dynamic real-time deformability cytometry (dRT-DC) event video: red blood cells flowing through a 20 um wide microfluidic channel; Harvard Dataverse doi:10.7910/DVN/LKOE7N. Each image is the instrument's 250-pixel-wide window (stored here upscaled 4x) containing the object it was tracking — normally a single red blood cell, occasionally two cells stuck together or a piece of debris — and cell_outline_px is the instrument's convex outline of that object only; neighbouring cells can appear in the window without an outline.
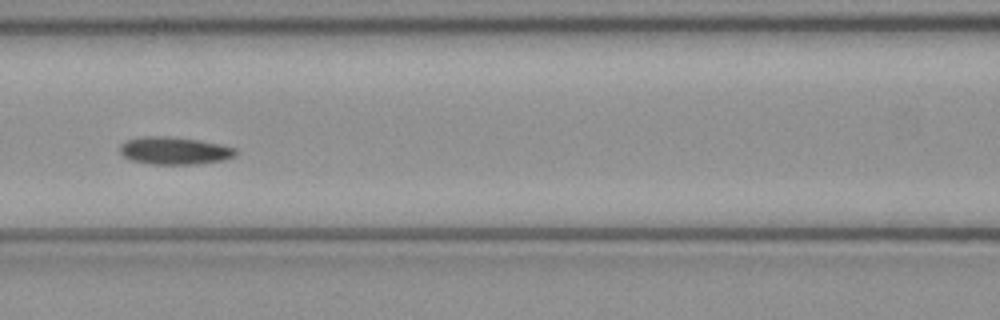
{"species": "common noctule bat (a hibernating species)", "species_latin": "Nyctalus noctula", "temperature_condition": "cold", "stored_images_in_passage": 8, "camera_frame_rate_fps": 3000, "um_per_image_px": 0.085, "animal": {"sex": "female", "body_mass_g": 21.9}, "frame": {"image": 1, "passage_image": 8, "time_ms": 2.333, "image_size_px": [1000, 320], "cell_outline_px": [[236, 156], [224, 160], [196, 164], [152, 164], [132, 160], [124, 156], [120, 152], [120, 144], [124, 140], [140, 136], [168, 136], [200, 140], [220, 144], [236, 148]], "centroid_in_image_um": [14.82, 12.79], "position_along_channel_um": 151.8, "area_um2": 18.73}}